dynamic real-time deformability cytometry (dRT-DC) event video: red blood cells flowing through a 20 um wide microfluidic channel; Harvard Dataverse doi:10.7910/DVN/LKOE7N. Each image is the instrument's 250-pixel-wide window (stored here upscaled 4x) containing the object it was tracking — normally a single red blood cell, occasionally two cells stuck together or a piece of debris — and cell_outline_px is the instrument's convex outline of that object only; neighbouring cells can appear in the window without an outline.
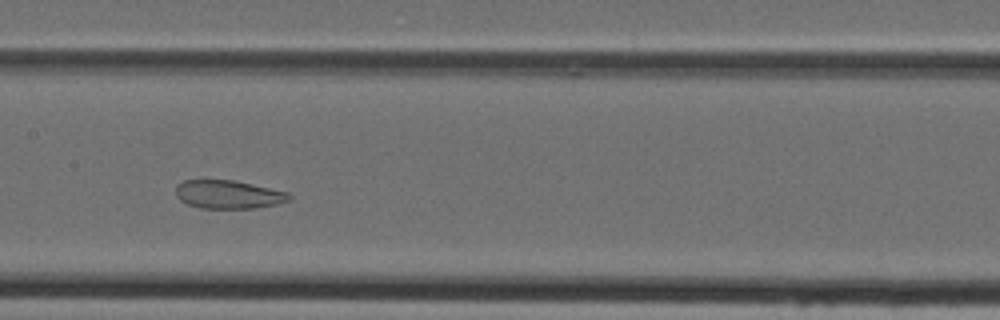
{"species": "Egyptian fruit bat (a non-hibernating species)", "species_latin": "Rousettus aegyptiacus", "temperature_condition": "cold", "stored_images_in_passage": 43, "camera_frame_rate_fps": 3000, "um_per_image_px": 0.085, "animal": {"sex": "female"}, "frame": {"image": 1, "passage_image": 19, "time_ms": 6.0, "image_size_px": [1000, 320], "cell_outline_px": [[292, 200], [276, 204], [256, 208], [200, 208], [188, 204], [180, 200], [176, 196], [176, 188], [184, 180], [236, 180], [288, 192], [292, 196]], "centroid_in_image_um": [19.45, 16.53], "position_along_channel_um": 187.9, "area_um2": 18.79}}
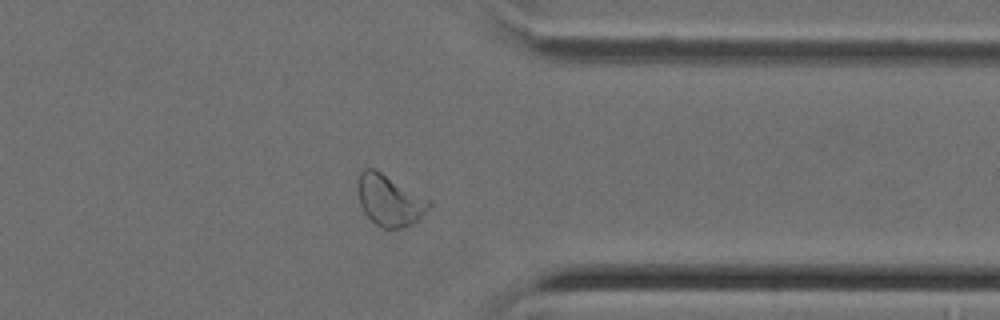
{"frame": {"image": 2, "passage_image": 33, "time_ms": 10.667, "image_size_px": [1000, 320], "cell_outline_px": [[432, 204], [412, 224], [400, 228], [384, 228], [376, 224], [364, 212], [360, 204], [356, 188], [356, 180], [360, 172], [364, 168], [376, 168], [432, 200]], "centroid_in_image_um": [33.08, 16.97], "position_along_channel_um": 378.3, "area_um2": 21.5}}
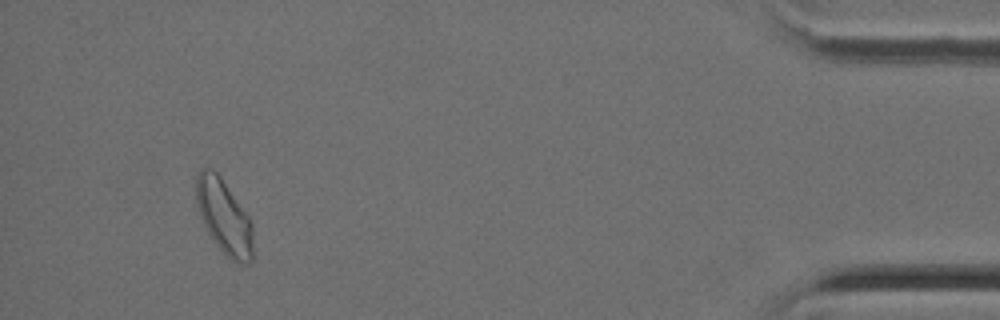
{"frame": {"image": 3, "passage_image": 40, "time_ms": 13.0, "image_size_px": [1000, 320], "cell_outline_px": [[252, 260], [248, 264], [236, 264], [212, 240], [200, 216], [196, 200], [196, 176], [200, 168], [212, 168], [220, 176], [248, 216], [252, 224]], "centroid_in_image_um": [19.03, 18.42], "position_along_channel_um": 416.2, "area_um2": 24.45}}